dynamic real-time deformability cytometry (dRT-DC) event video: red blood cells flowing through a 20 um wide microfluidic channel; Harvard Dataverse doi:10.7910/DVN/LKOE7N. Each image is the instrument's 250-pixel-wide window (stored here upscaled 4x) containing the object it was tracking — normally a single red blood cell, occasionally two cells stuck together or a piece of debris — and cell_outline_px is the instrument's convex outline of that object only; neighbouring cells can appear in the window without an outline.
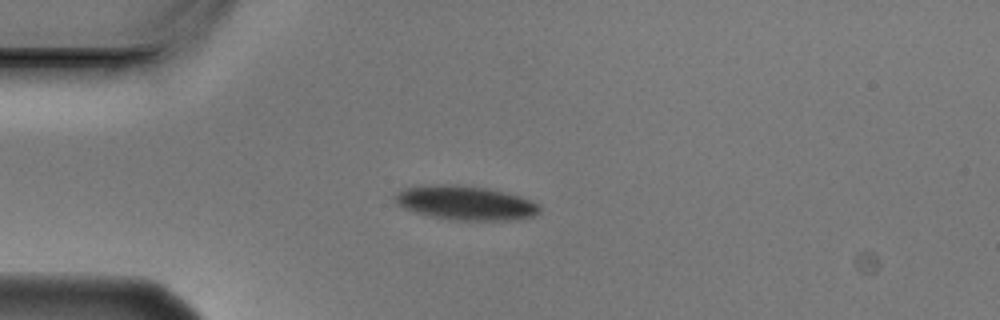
{"species": "Egyptian fruit bat (a non-hibernating species)", "species_latin": "Rousettus aegyptiacus", "temperature_condition": "cold", "stored_images_in_passage": 5, "camera_frame_rate_fps": 3000, "um_per_image_px": 0.085, "animal": {"sex": "male"}, "frame": {"image": 1, "passage_image": 3, "time_ms": 0.667, "image_size_px": [1000, 320], "cell_outline_px": [[540, 212], [532, 216], [516, 220], [460, 220], [432, 216], [416, 212], [404, 208], [396, 204], [392, 200], [392, 196], [396, 192], [404, 188], [424, 184], [460, 184], [488, 188], [520, 196], [540, 204]], "centroid_in_image_um": [39.53, 17.22], "position_along_channel_um": 45.5, "area_um2": 29.13}}
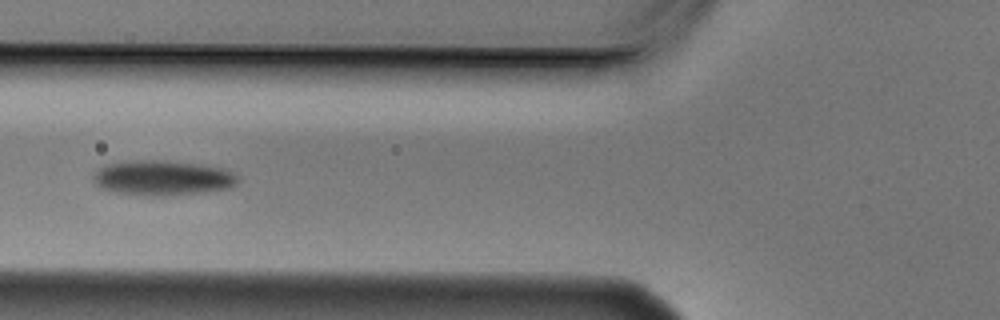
{"frame": {"image": 2, "passage_image": 5, "time_ms": 1.333, "image_size_px": [1000, 320], "cell_outline_px": [[240, 180], [232, 188], [204, 192], [164, 196], [148, 196], [116, 192], [100, 188], [92, 180], [92, 176], [104, 164], [124, 160], [168, 160], [200, 164], [224, 168], [240, 176]], "centroid_in_image_um": [13.84, 15.11], "position_along_channel_um": 112.0, "area_um2": 30.11}}